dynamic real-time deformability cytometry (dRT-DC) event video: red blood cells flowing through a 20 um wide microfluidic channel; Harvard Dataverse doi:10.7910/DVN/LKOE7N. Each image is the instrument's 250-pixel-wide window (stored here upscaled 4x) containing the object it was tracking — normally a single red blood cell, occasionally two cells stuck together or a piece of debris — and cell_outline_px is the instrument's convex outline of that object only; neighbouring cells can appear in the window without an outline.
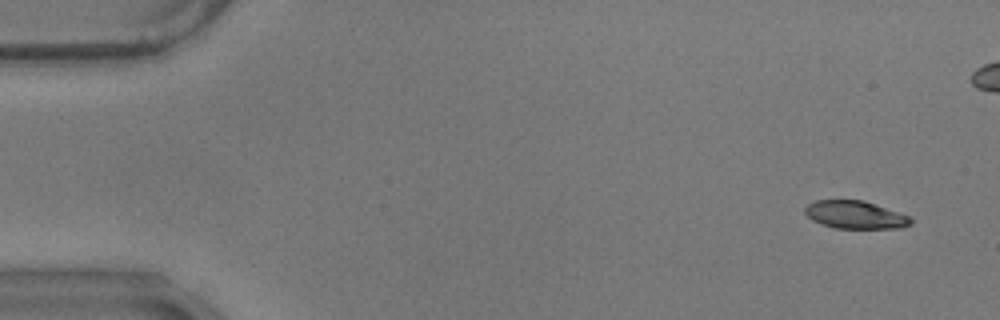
{"species": "common noctule bat (a hibernating species)", "species_latin": "Nyctalus noctula", "temperature_condition": "warm", "stored_images_in_passage": 16, "camera_frame_rate_fps": 3000, "um_per_image_px": 0.085, "animal": {"sex": "male", "body_mass_g": 17.9}, "frame": {"image": 1, "passage_image": 1, "time_ms": 0.0, "image_size_px": [1000, 320], "cell_outline_px": [[912, 224], [904, 228], [836, 228], [820, 224], [812, 220], [804, 212], [804, 208], [808, 204], [816, 200], [864, 200], [912, 216]], "centroid_in_image_um": [72.74, 18.26], "position_along_channel_um": 12.3, "area_um2": 17.4}}